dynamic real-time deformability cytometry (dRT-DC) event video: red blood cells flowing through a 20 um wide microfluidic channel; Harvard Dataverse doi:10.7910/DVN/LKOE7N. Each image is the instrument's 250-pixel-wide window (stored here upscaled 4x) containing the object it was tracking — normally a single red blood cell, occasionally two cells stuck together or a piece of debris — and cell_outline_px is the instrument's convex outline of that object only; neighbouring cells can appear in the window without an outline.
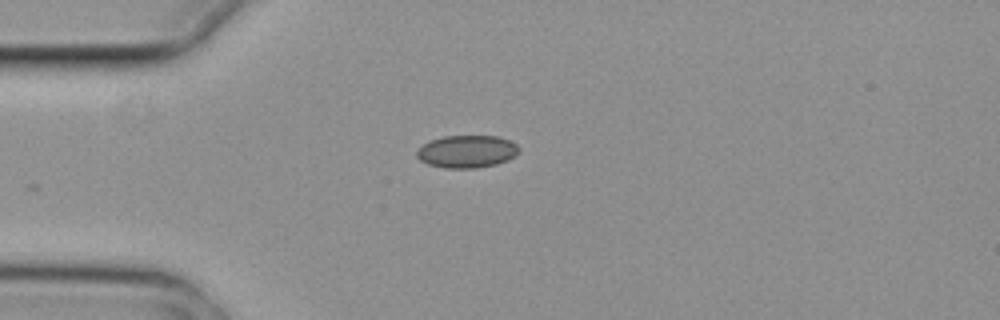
{"species": "common noctule bat (a hibernating species)", "species_latin": "Nyctalus noctula", "temperature_condition": "cold", "stored_images_in_passage": 4, "camera_frame_rate_fps": 3000, "um_per_image_px": 0.085, "animal": {"sex": "female", "body_mass_g": 29.2, "forearm_length_mm": 56.3}, "frame": {"image": 1, "passage_image": 4, "time_ms": 1.0, "image_size_px": [1000, 320], "cell_outline_px": [[520, 152], [508, 160], [496, 164], [476, 168], [444, 168], [428, 164], [420, 160], [416, 156], [416, 152], [424, 144], [432, 140], [444, 136], [500, 136], [516, 144], [520, 148]], "centroid_in_image_um": [39.71, 12.88], "position_along_channel_um": 45.3, "area_um2": 19.36}}